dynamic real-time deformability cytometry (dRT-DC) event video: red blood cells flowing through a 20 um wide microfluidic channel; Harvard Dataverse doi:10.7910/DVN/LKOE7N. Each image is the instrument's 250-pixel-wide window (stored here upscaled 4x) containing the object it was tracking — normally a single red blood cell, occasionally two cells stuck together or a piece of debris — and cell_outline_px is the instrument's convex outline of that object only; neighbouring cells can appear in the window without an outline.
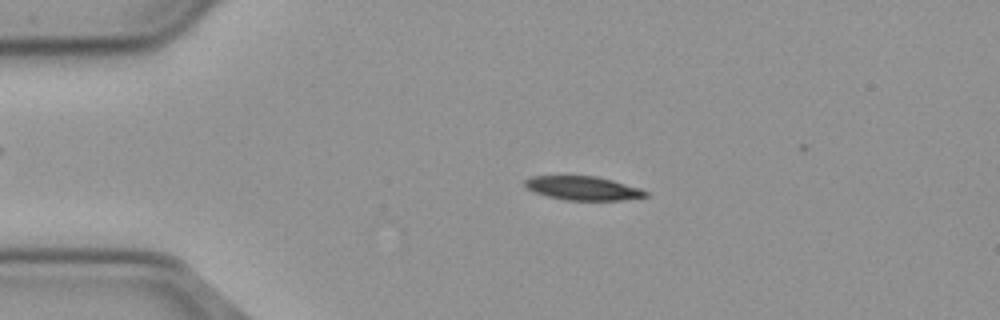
{"species": "common noctule bat (a hibernating species)", "species_latin": "Nyctalus noctula", "temperature_condition": "cold", "stored_images_in_passage": 43, "camera_frame_rate_fps": 3000, "um_per_image_px": 0.085, "animal": {"sex": "male", "body_mass_g": 23.1, "forearm_length_mm": 52.7}, "frame": {"image": 1, "passage_image": 7, "time_ms": 2.0, "image_size_px": [1000, 320], "cell_outline_px": [[648, 196], [620, 200], [568, 200], [548, 196], [536, 192], [528, 188], [524, 184], [524, 180], [532, 176], [596, 176], [612, 180], [640, 188], [648, 192]], "centroid_in_image_um": [49.57, 15.99], "position_along_channel_um": 35.4, "area_um2": 16.53}}
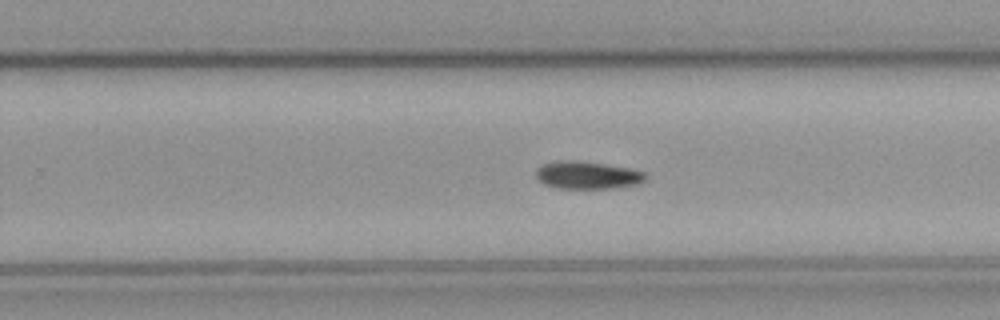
{"frame": {"image": 2, "passage_image": 30, "time_ms": 9.667, "image_size_px": [1000, 320], "cell_outline_px": [[644, 180], [636, 184], [612, 188], [560, 188], [544, 184], [536, 176], [536, 168], [544, 164], [564, 160], [572, 160], [628, 168], [644, 172]], "centroid_in_image_um": [49.88, 14.89], "position_along_channel_um": 279.9, "area_um2": 17.05}}
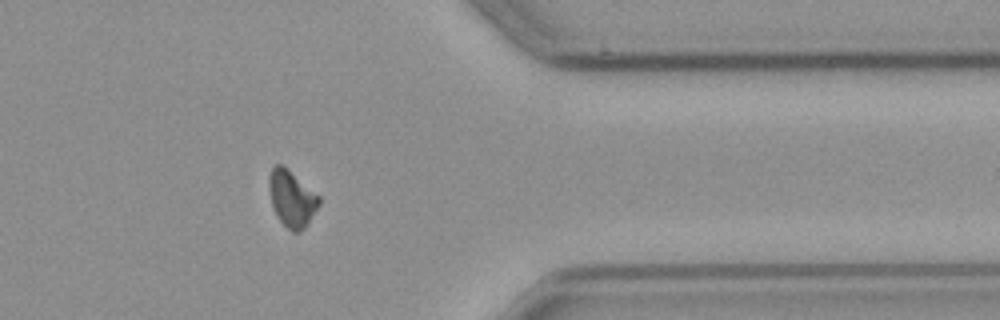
{"frame": {"image": 3, "passage_image": 40, "time_ms": 13.0, "image_size_px": [1000, 320], "cell_outline_px": [[320, 204], [304, 228], [296, 232], [292, 232], [276, 216], [272, 204], [268, 180], [272, 168], [276, 164], [280, 164], [320, 196]], "centroid_in_image_um": [24.8, 16.9], "position_along_channel_um": 386.6, "area_um2": 15.9}}